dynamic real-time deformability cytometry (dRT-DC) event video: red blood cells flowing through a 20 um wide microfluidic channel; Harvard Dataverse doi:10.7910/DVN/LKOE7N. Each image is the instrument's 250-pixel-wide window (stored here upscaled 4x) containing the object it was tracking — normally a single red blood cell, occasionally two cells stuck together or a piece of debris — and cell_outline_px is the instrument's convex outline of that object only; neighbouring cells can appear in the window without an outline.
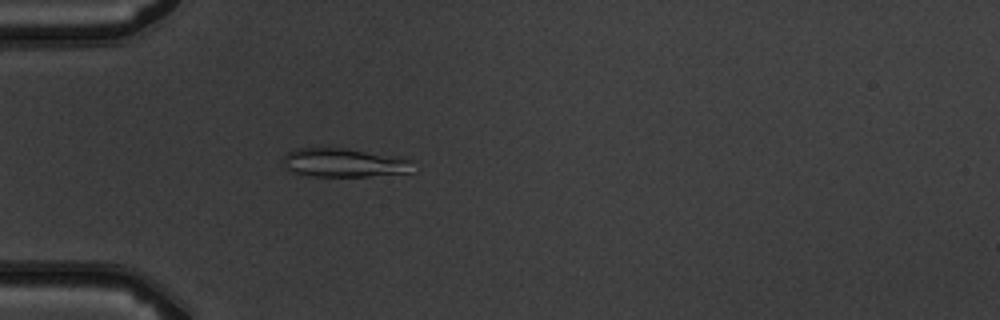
{"species": "common noctule bat (a hibernating species)", "species_latin": "Nyctalus noctula", "temperature_condition": "warm", "stored_images_in_passage": 3, "camera_frame_rate_fps": 3000, "um_per_image_px": 0.085, "animal": {"sex": "male", "body_mass_g": 19.5, "forearm_length_mm": 54.6}, "frame": {"image": 1, "passage_image": 3, "time_ms": 2.333, "image_size_px": [1000, 320], "cell_outline_px": [[416, 172], [368, 176], [312, 176], [292, 172], [284, 164], [284, 156], [288, 152], [296, 148], [344, 148], [400, 156], [412, 160]], "centroid_in_image_um": [29.34, 13.83], "position_along_channel_um": 55.7, "area_um2": 21.96}}